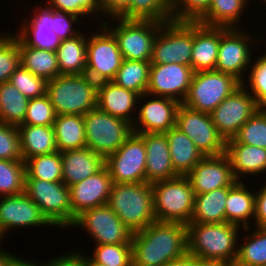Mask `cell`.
<instances>
[{
	"mask_svg": "<svg viewBox=\"0 0 266 266\" xmlns=\"http://www.w3.org/2000/svg\"><path fill=\"white\" fill-rule=\"evenodd\" d=\"M132 266H164L188 252L187 225L154 221L133 233Z\"/></svg>",
	"mask_w": 266,
	"mask_h": 266,
	"instance_id": "6da1fadb",
	"label": "cell"
},
{
	"mask_svg": "<svg viewBox=\"0 0 266 266\" xmlns=\"http://www.w3.org/2000/svg\"><path fill=\"white\" fill-rule=\"evenodd\" d=\"M239 230L240 226L227 222L188 223V253L203 262L234 264L238 255Z\"/></svg>",
	"mask_w": 266,
	"mask_h": 266,
	"instance_id": "7a4b0ae2",
	"label": "cell"
},
{
	"mask_svg": "<svg viewBox=\"0 0 266 266\" xmlns=\"http://www.w3.org/2000/svg\"><path fill=\"white\" fill-rule=\"evenodd\" d=\"M107 205L132 233L156 221L152 185L147 182L113 183Z\"/></svg>",
	"mask_w": 266,
	"mask_h": 266,
	"instance_id": "3957f363",
	"label": "cell"
},
{
	"mask_svg": "<svg viewBox=\"0 0 266 266\" xmlns=\"http://www.w3.org/2000/svg\"><path fill=\"white\" fill-rule=\"evenodd\" d=\"M98 83L87 74L58 75L47 83L46 95L56 115H82L97 108Z\"/></svg>",
	"mask_w": 266,
	"mask_h": 266,
	"instance_id": "277c9868",
	"label": "cell"
},
{
	"mask_svg": "<svg viewBox=\"0 0 266 266\" xmlns=\"http://www.w3.org/2000/svg\"><path fill=\"white\" fill-rule=\"evenodd\" d=\"M151 185L156 221L191 223L195 194L187 176L179 175Z\"/></svg>",
	"mask_w": 266,
	"mask_h": 266,
	"instance_id": "5b68a950",
	"label": "cell"
},
{
	"mask_svg": "<svg viewBox=\"0 0 266 266\" xmlns=\"http://www.w3.org/2000/svg\"><path fill=\"white\" fill-rule=\"evenodd\" d=\"M241 85V81L228 73L216 70L195 72L182 104L192 110L210 114Z\"/></svg>",
	"mask_w": 266,
	"mask_h": 266,
	"instance_id": "8992f818",
	"label": "cell"
},
{
	"mask_svg": "<svg viewBox=\"0 0 266 266\" xmlns=\"http://www.w3.org/2000/svg\"><path fill=\"white\" fill-rule=\"evenodd\" d=\"M83 119L86 148L104 159L116 152L133 133L130 123L98 108L89 111Z\"/></svg>",
	"mask_w": 266,
	"mask_h": 266,
	"instance_id": "52a82bcc",
	"label": "cell"
},
{
	"mask_svg": "<svg viewBox=\"0 0 266 266\" xmlns=\"http://www.w3.org/2000/svg\"><path fill=\"white\" fill-rule=\"evenodd\" d=\"M113 19H117L116 21L119 23L109 28L107 26L109 22L103 19L102 24L116 39L122 58L125 60L150 61L155 37L163 23L154 20L123 19L119 17L110 20L113 21Z\"/></svg>",
	"mask_w": 266,
	"mask_h": 266,
	"instance_id": "ba28073f",
	"label": "cell"
},
{
	"mask_svg": "<svg viewBox=\"0 0 266 266\" xmlns=\"http://www.w3.org/2000/svg\"><path fill=\"white\" fill-rule=\"evenodd\" d=\"M193 22L169 21L163 23L155 37L151 64L177 63L191 67Z\"/></svg>",
	"mask_w": 266,
	"mask_h": 266,
	"instance_id": "9c48e42d",
	"label": "cell"
},
{
	"mask_svg": "<svg viewBox=\"0 0 266 266\" xmlns=\"http://www.w3.org/2000/svg\"><path fill=\"white\" fill-rule=\"evenodd\" d=\"M24 193L41 208L42 213L55 227H71L69 188L64 182L25 179Z\"/></svg>",
	"mask_w": 266,
	"mask_h": 266,
	"instance_id": "30bf717a",
	"label": "cell"
},
{
	"mask_svg": "<svg viewBox=\"0 0 266 266\" xmlns=\"http://www.w3.org/2000/svg\"><path fill=\"white\" fill-rule=\"evenodd\" d=\"M103 32L87 36L86 72L95 82L112 81L123 61L116 39L102 24Z\"/></svg>",
	"mask_w": 266,
	"mask_h": 266,
	"instance_id": "8fae6325",
	"label": "cell"
},
{
	"mask_svg": "<svg viewBox=\"0 0 266 266\" xmlns=\"http://www.w3.org/2000/svg\"><path fill=\"white\" fill-rule=\"evenodd\" d=\"M73 226L85 229L95 245L131 243L133 235L107 204L82 211Z\"/></svg>",
	"mask_w": 266,
	"mask_h": 266,
	"instance_id": "7c38bea8",
	"label": "cell"
},
{
	"mask_svg": "<svg viewBox=\"0 0 266 266\" xmlns=\"http://www.w3.org/2000/svg\"><path fill=\"white\" fill-rule=\"evenodd\" d=\"M245 83L210 113L213 124L225 141L234 138L243 124L259 109Z\"/></svg>",
	"mask_w": 266,
	"mask_h": 266,
	"instance_id": "4fadbf2b",
	"label": "cell"
},
{
	"mask_svg": "<svg viewBox=\"0 0 266 266\" xmlns=\"http://www.w3.org/2000/svg\"><path fill=\"white\" fill-rule=\"evenodd\" d=\"M113 183L146 182V147L143 138L132 133L123 145L105 159Z\"/></svg>",
	"mask_w": 266,
	"mask_h": 266,
	"instance_id": "5bb4252c",
	"label": "cell"
},
{
	"mask_svg": "<svg viewBox=\"0 0 266 266\" xmlns=\"http://www.w3.org/2000/svg\"><path fill=\"white\" fill-rule=\"evenodd\" d=\"M176 126L192 140L203 156L225 153L226 141L213 124L210 114L181 104L177 111Z\"/></svg>",
	"mask_w": 266,
	"mask_h": 266,
	"instance_id": "9a60e30c",
	"label": "cell"
},
{
	"mask_svg": "<svg viewBox=\"0 0 266 266\" xmlns=\"http://www.w3.org/2000/svg\"><path fill=\"white\" fill-rule=\"evenodd\" d=\"M238 26L236 28L222 27V36L220 37L219 51L217 56L216 71L228 73L236 77L242 83L245 82L243 71L251 63L252 54L249 44L252 40L259 41V39L251 38L249 33L240 32ZM248 35V36H247ZM249 42V43H248Z\"/></svg>",
	"mask_w": 266,
	"mask_h": 266,
	"instance_id": "2e32d148",
	"label": "cell"
},
{
	"mask_svg": "<svg viewBox=\"0 0 266 266\" xmlns=\"http://www.w3.org/2000/svg\"><path fill=\"white\" fill-rule=\"evenodd\" d=\"M193 73L192 67L182 64H151L147 97H167L182 104L188 94Z\"/></svg>",
	"mask_w": 266,
	"mask_h": 266,
	"instance_id": "e0dca14e",
	"label": "cell"
},
{
	"mask_svg": "<svg viewBox=\"0 0 266 266\" xmlns=\"http://www.w3.org/2000/svg\"><path fill=\"white\" fill-rule=\"evenodd\" d=\"M54 226L42 213L41 208L24 192L3 196L0 201V234L2 238L12 228ZM4 235V236H3Z\"/></svg>",
	"mask_w": 266,
	"mask_h": 266,
	"instance_id": "ac0fdd59",
	"label": "cell"
},
{
	"mask_svg": "<svg viewBox=\"0 0 266 266\" xmlns=\"http://www.w3.org/2000/svg\"><path fill=\"white\" fill-rule=\"evenodd\" d=\"M186 176L195 195L205 194L221 187H233L238 182L225 153L204 156Z\"/></svg>",
	"mask_w": 266,
	"mask_h": 266,
	"instance_id": "d6986e66",
	"label": "cell"
},
{
	"mask_svg": "<svg viewBox=\"0 0 266 266\" xmlns=\"http://www.w3.org/2000/svg\"><path fill=\"white\" fill-rule=\"evenodd\" d=\"M112 178L106 166L92 176L69 186L72 224L82 211L108 203Z\"/></svg>",
	"mask_w": 266,
	"mask_h": 266,
	"instance_id": "ffe728a7",
	"label": "cell"
},
{
	"mask_svg": "<svg viewBox=\"0 0 266 266\" xmlns=\"http://www.w3.org/2000/svg\"><path fill=\"white\" fill-rule=\"evenodd\" d=\"M180 105V102L167 97L157 96L155 99L148 100L139 108L137 117L139 120L133 122V132L165 133L174 128Z\"/></svg>",
	"mask_w": 266,
	"mask_h": 266,
	"instance_id": "44dd1931",
	"label": "cell"
},
{
	"mask_svg": "<svg viewBox=\"0 0 266 266\" xmlns=\"http://www.w3.org/2000/svg\"><path fill=\"white\" fill-rule=\"evenodd\" d=\"M146 147V182L153 184L179 176L172 166L165 133H137Z\"/></svg>",
	"mask_w": 266,
	"mask_h": 266,
	"instance_id": "7402d4cb",
	"label": "cell"
},
{
	"mask_svg": "<svg viewBox=\"0 0 266 266\" xmlns=\"http://www.w3.org/2000/svg\"><path fill=\"white\" fill-rule=\"evenodd\" d=\"M42 7L34 8V11H37H35L34 17H30L29 21L24 19L25 22L21 25L20 31L16 35L27 46L55 52L61 44V39L52 30L53 9L46 7V5Z\"/></svg>",
	"mask_w": 266,
	"mask_h": 266,
	"instance_id": "603a6c76",
	"label": "cell"
},
{
	"mask_svg": "<svg viewBox=\"0 0 266 266\" xmlns=\"http://www.w3.org/2000/svg\"><path fill=\"white\" fill-rule=\"evenodd\" d=\"M147 94L139 96L137 93L122 88L112 81L98 83L97 108L114 117L123 119L133 125L132 111L136 109V103ZM132 110V111H131Z\"/></svg>",
	"mask_w": 266,
	"mask_h": 266,
	"instance_id": "cb8c5ba5",
	"label": "cell"
},
{
	"mask_svg": "<svg viewBox=\"0 0 266 266\" xmlns=\"http://www.w3.org/2000/svg\"><path fill=\"white\" fill-rule=\"evenodd\" d=\"M222 27L193 22L191 67L193 72L215 70Z\"/></svg>",
	"mask_w": 266,
	"mask_h": 266,
	"instance_id": "d4e9b609",
	"label": "cell"
},
{
	"mask_svg": "<svg viewBox=\"0 0 266 266\" xmlns=\"http://www.w3.org/2000/svg\"><path fill=\"white\" fill-rule=\"evenodd\" d=\"M63 182L69 187L92 176L105 166V159L90 148L61 152Z\"/></svg>",
	"mask_w": 266,
	"mask_h": 266,
	"instance_id": "484cf974",
	"label": "cell"
},
{
	"mask_svg": "<svg viewBox=\"0 0 266 266\" xmlns=\"http://www.w3.org/2000/svg\"><path fill=\"white\" fill-rule=\"evenodd\" d=\"M225 154L237 181L248 174L256 176L258 173L266 172L265 148L238 143L232 138L226 141Z\"/></svg>",
	"mask_w": 266,
	"mask_h": 266,
	"instance_id": "4316f807",
	"label": "cell"
},
{
	"mask_svg": "<svg viewBox=\"0 0 266 266\" xmlns=\"http://www.w3.org/2000/svg\"><path fill=\"white\" fill-rule=\"evenodd\" d=\"M174 171L186 176L204 157L192 140L177 126L165 132Z\"/></svg>",
	"mask_w": 266,
	"mask_h": 266,
	"instance_id": "83f0119b",
	"label": "cell"
},
{
	"mask_svg": "<svg viewBox=\"0 0 266 266\" xmlns=\"http://www.w3.org/2000/svg\"><path fill=\"white\" fill-rule=\"evenodd\" d=\"M20 152L23 161L57 151L53 126L19 125Z\"/></svg>",
	"mask_w": 266,
	"mask_h": 266,
	"instance_id": "f1b7e54d",
	"label": "cell"
},
{
	"mask_svg": "<svg viewBox=\"0 0 266 266\" xmlns=\"http://www.w3.org/2000/svg\"><path fill=\"white\" fill-rule=\"evenodd\" d=\"M242 180L238 181L228 192L226 199V222L240 226L243 230L249 231V218L255 217L256 196L246 189Z\"/></svg>",
	"mask_w": 266,
	"mask_h": 266,
	"instance_id": "f546056e",
	"label": "cell"
},
{
	"mask_svg": "<svg viewBox=\"0 0 266 266\" xmlns=\"http://www.w3.org/2000/svg\"><path fill=\"white\" fill-rule=\"evenodd\" d=\"M232 187H221L205 194L195 195L191 222H226V199Z\"/></svg>",
	"mask_w": 266,
	"mask_h": 266,
	"instance_id": "4dcf8cb0",
	"label": "cell"
},
{
	"mask_svg": "<svg viewBox=\"0 0 266 266\" xmlns=\"http://www.w3.org/2000/svg\"><path fill=\"white\" fill-rule=\"evenodd\" d=\"M59 75H82L86 72L87 36L83 32L77 36L61 40L55 51Z\"/></svg>",
	"mask_w": 266,
	"mask_h": 266,
	"instance_id": "1f68e13d",
	"label": "cell"
},
{
	"mask_svg": "<svg viewBox=\"0 0 266 266\" xmlns=\"http://www.w3.org/2000/svg\"><path fill=\"white\" fill-rule=\"evenodd\" d=\"M57 151L86 147L85 124L82 115H57L53 123Z\"/></svg>",
	"mask_w": 266,
	"mask_h": 266,
	"instance_id": "d6a6232c",
	"label": "cell"
},
{
	"mask_svg": "<svg viewBox=\"0 0 266 266\" xmlns=\"http://www.w3.org/2000/svg\"><path fill=\"white\" fill-rule=\"evenodd\" d=\"M20 65L47 81L59 75L56 52L27 46L19 38Z\"/></svg>",
	"mask_w": 266,
	"mask_h": 266,
	"instance_id": "836d02e7",
	"label": "cell"
},
{
	"mask_svg": "<svg viewBox=\"0 0 266 266\" xmlns=\"http://www.w3.org/2000/svg\"><path fill=\"white\" fill-rule=\"evenodd\" d=\"M249 0H211L208 10L196 21L211 27L236 28Z\"/></svg>",
	"mask_w": 266,
	"mask_h": 266,
	"instance_id": "e575fe53",
	"label": "cell"
},
{
	"mask_svg": "<svg viewBox=\"0 0 266 266\" xmlns=\"http://www.w3.org/2000/svg\"><path fill=\"white\" fill-rule=\"evenodd\" d=\"M29 99L9 81L0 84V123L19 126L23 123Z\"/></svg>",
	"mask_w": 266,
	"mask_h": 266,
	"instance_id": "d590c367",
	"label": "cell"
},
{
	"mask_svg": "<svg viewBox=\"0 0 266 266\" xmlns=\"http://www.w3.org/2000/svg\"><path fill=\"white\" fill-rule=\"evenodd\" d=\"M150 67V61L123 59L112 82L141 96L146 94L149 83Z\"/></svg>",
	"mask_w": 266,
	"mask_h": 266,
	"instance_id": "8d00e7d4",
	"label": "cell"
},
{
	"mask_svg": "<svg viewBox=\"0 0 266 266\" xmlns=\"http://www.w3.org/2000/svg\"><path fill=\"white\" fill-rule=\"evenodd\" d=\"M25 168V179L63 182L62 157L59 151L31 157L25 161Z\"/></svg>",
	"mask_w": 266,
	"mask_h": 266,
	"instance_id": "74e56055",
	"label": "cell"
},
{
	"mask_svg": "<svg viewBox=\"0 0 266 266\" xmlns=\"http://www.w3.org/2000/svg\"><path fill=\"white\" fill-rule=\"evenodd\" d=\"M123 19L172 21L171 0H131L129 7L119 16Z\"/></svg>",
	"mask_w": 266,
	"mask_h": 266,
	"instance_id": "f35d334b",
	"label": "cell"
},
{
	"mask_svg": "<svg viewBox=\"0 0 266 266\" xmlns=\"http://www.w3.org/2000/svg\"><path fill=\"white\" fill-rule=\"evenodd\" d=\"M238 246L236 264L247 266H266V228L256 227Z\"/></svg>",
	"mask_w": 266,
	"mask_h": 266,
	"instance_id": "ab89813d",
	"label": "cell"
},
{
	"mask_svg": "<svg viewBox=\"0 0 266 266\" xmlns=\"http://www.w3.org/2000/svg\"><path fill=\"white\" fill-rule=\"evenodd\" d=\"M26 168L23 160L0 159V196H13L25 190Z\"/></svg>",
	"mask_w": 266,
	"mask_h": 266,
	"instance_id": "60d3db41",
	"label": "cell"
},
{
	"mask_svg": "<svg viewBox=\"0 0 266 266\" xmlns=\"http://www.w3.org/2000/svg\"><path fill=\"white\" fill-rule=\"evenodd\" d=\"M95 246L93 255L88 256L94 262L105 266H132L131 243L103 244Z\"/></svg>",
	"mask_w": 266,
	"mask_h": 266,
	"instance_id": "b9f144b4",
	"label": "cell"
},
{
	"mask_svg": "<svg viewBox=\"0 0 266 266\" xmlns=\"http://www.w3.org/2000/svg\"><path fill=\"white\" fill-rule=\"evenodd\" d=\"M238 143L266 149V109H258L234 137Z\"/></svg>",
	"mask_w": 266,
	"mask_h": 266,
	"instance_id": "7bdbcfd3",
	"label": "cell"
},
{
	"mask_svg": "<svg viewBox=\"0 0 266 266\" xmlns=\"http://www.w3.org/2000/svg\"><path fill=\"white\" fill-rule=\"evenodd\" d=\"M10 35H0V84L9 81L20 65L19 37Z\"/></svg>",
	"mask_w": 266,
	"mask_h": 266,
	"instance_id": "ee69618b",
	"label": "cell"
},
{
	"mask_svg": "<svg viewBox=\"0 0 266 266\" xmlns=\"http://www.w3.org/2000/svg\"><path fill=\"white\" fill-rule=\"evenodd\" d=\"M9 82L28 99L46 95L48 81L42 77L34 75L21 65H19L11 75Z\"/></svg>",
	"mask_w": 266,
	"mask_h": 266,
	"instance_id": "f6af8a7d",
	"label": "cell"
},
{
	"mask_svg": "<svg viewBox=\"0 0 266 266\" xmlns=\"http://www.w3.org/2000/svg\"><path fill=\"white\" fill-rule=\"evenodd\" d=\"M56 112L47 95L29 99L25 119L21 125L53 126Z\"/></svg>",
	"mask_w": 266,
	"mask_h": 266,
	"instance_id": "bcb514c9",
	"label": "cell"
},
{
	"mask_svg": "<svg viewBox=\"0 0 266 266\" xmlns=\"http://www.w3.org/2000/svg\"><path fill=\"white\" fill-rule=\"evenodd\" d=\"M211 0H171L173 21L196 22L209 8Z\"/></svg>",
	"mask_w": 266,
	"mask_h": 266,
	"instance_id": "7dc6e473",
	"label": "cell"
},
{
	"mask_svg": "<svg viewBox=\"0 0 266 266\" xmlns=\"http://www.w3.org/2000/svg\"><path fill=\"white\" fill-rule=\"evenodd\" d=\"M249 72L246 82L249 81L250 94H253L260 109H266V54L253 63Z\"/></svg>",
	"mask_w": 266,
	"mask_h": 266,
	"instance_id": "c3c4849f",
	"label": "cell"
},
{
	"mask_svg": "<svg viewBox=\"0 0 266 266\" xmlns=\"http://www.w3.org/2000/svg\"><path fill=\"white\" fill-rule=\"evenodd\" d=\"M0 159L23 160L17 126L0 123Z\"/></svg>",
	"mask_w": 266,
	"mask_h": 266,
	"instance_id": "681fc988",
	"label": "cell"
},
{
	"mask_svg": "<svg viewBox=\"0 0 266 266\" xmlns=\"http://www.w3.org/2000/svg\"><path fill=\"white\" fill-rule=\"evenodd\" d=\"M47 2L46 5L56 11L71 13L78 17L102 13L99 0H47Z\"/></svg>",
	"mask_w": 266,
	"mask_h": 266,
	"instance_id": "f907efd6",
	"label": "cell"
},
{
	"mask_svg": "<svg viewBox=\"0 0 266 266\" xmlns=\"http://www.w3.org/2000/svg\"><path fill=\"white\" fill-rule=\"evenodd\" d=\"M78 16L62 12L56 11L53 9V31L58 35L61 40H66L73 38L80 34L78 30L72 29V23H76L78 21Z\"/></svg>",
	"mask_w": 266,
	"mask_h": 266,
	"instance_id": "816d5d0a",
	"label": "cell"
},
{
	"mask_svg": "<svg viewBox=\"0 0 266 266\" xmlns=\"http://www.w3.org/2000/svg\"><path fill=\"white\" fill-rule=\"evenodd\" d=\"M255 205V226L266 228V184H264L256 193Z\"/></svg>",
	"mask_w": 266,
	"mask_h": 266,
	"instance_id": "f5cc1de1",
	"label": "cell"
},
{
	"mask_svg": "<svg viewBox=\"0 0 266 266\" xmlns=\"http://www.w3.org/2000/svg\"><path fill=\"white\" fill-rule=\"evenodd\" d=\"M44 266H86L85 255L78 252H71L65 255H61L58 258L48 260L43 264Z\"/></svg>",
	"mask_w": 266,
	"mask_h": 266,
	"instance_id": "db71d44e",
	"label": "cell"
},
{
	"mask_svg": "<svg viewBox=\"0 0 266 266\" xmlns=\"http://www.w3.org/2000/svg\"><path fill=\"white\" fill-rule=\"evenodd\" d=\"M131 0H99L103 14L109 18L119 17L130 5Z\"/></svg>",
	"mask_w": 266,
	"mask_h": 266,
	"instance_id": "11a10c76",
	"label": "cell"
},
{
	"mask_svg": "<svg viewBox=\"0 0 266 266\" xmlns=\"http://www.w3.org/2000/svg\"><path fill=\"white\" fill-rule=\"evenodd\" d=\"M203 261L194 256L189 254L188 252L184 254L182 257L174 259L171 262H168L164 266H202Z\"/></svg>",
	"mask_w": 266,
	"mask_h": 266,
	"instance_id": "9f6ffc18",
	"label": "cell"
},
{
	"mask_svg": "<svg viewBox=\"0 0 266 266\" xmlns=\"http://www.w3.org/2000/svg\"><path fill=\"white\" fill-rule=\"evenodd\" d=\"M8 266H44L43 263L38 264L36 261L33 263V261H24L23 259H20L16 256H13L10 261L8 262Z\"/></svg>",
	"mask_w": 266,
	"mask_h": 266,
	"instance_id": "6f0895ef",
	"label": "cell"
},
{
	"mask_svg": "<svg viewBox=\"0 0 266 266\" xmlns=\"http://www.w3.org/2000/svg\"><path fill=\"white\" fill-rule=\"evenodd\" d=\"M14 255H11L9 252H5L4 249H0V266H8V262Z\"/></svg>",
	"mask_w": 266,
	"mask_h": 266,
	"instance_id": "680465c9",
	"label": "cell"
},
{
	"mask_svg": "<svg viewBox=\"0 0 266 266\" xmlns=\"http://www.w3.org/2000/svg\"><path fill=\"white\" fill-rule=\"evenodd\" d=\"M202 266H232V264L226 262H203Z\"/></svg>",
	"mask_w": 266,
	"mask_h": 266,
	"instance_id": "91938a15",
	"label": "cell"
},
{
	"mask_svg": "<svg viewBox=\"0 0 266 266\" xmlns=\"http://www.w3.org/2000/svg\"><path fill=\"white\" fill-rule=\"evenodd\" d=\"M85 263H86V266H105V265L94 262L91 258H88V255L85 256Z\"/></svg>",
	"mask_w": 266,
	"mask_h": 266,
	"instance_id": "94428289",
	"label": "cell"
},
{
	"mask_svg": "<svg viewBox=\"0 0 266 266\" xmlns=\"http://www.w3.org/2000/svg\"><path fill=\"white\" fill-rule=\"evenodd\" d=\"M232 266H247V265H238L236 263L232 264Z\"/></svg>",
	"mask_w": 266,
	"mask_h": 266,
	"instance_id": "6125c7cd",
	"label": "cell"
}]
</instances>
